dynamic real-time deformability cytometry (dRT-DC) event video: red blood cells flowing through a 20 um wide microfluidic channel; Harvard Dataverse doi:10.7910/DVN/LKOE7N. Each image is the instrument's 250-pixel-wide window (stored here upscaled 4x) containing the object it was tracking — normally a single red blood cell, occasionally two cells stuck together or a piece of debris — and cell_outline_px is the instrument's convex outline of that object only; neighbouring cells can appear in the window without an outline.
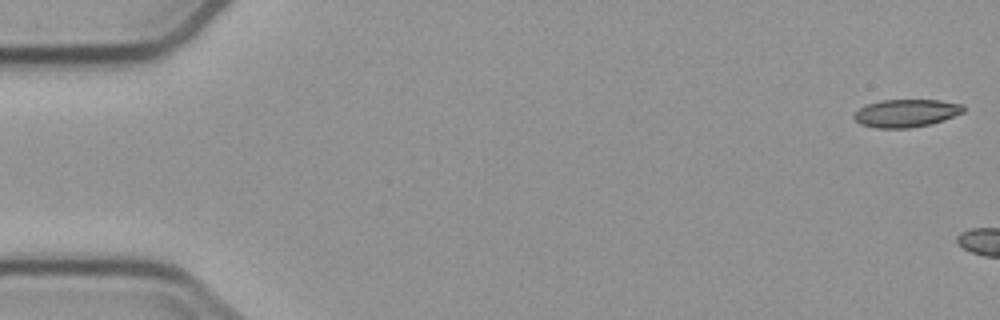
{"species": "common noctule bat (a hibernating species)", "species_latin": "Nyctalus noctula", "temperature_condition": "cold", "stored_images_in_passage": 9, "camera_frame_rate_fps": 3000, "um_per_image_px": 0.085, "animal": {"sex": "male", "body_mass_g": 23.1, "forearm_length_mm": 52.7}, "frame": {"image": 1, "passage_image": 1, "time_ms": 0.0, "image_size_px": [1000, 320], "cell_outline_px": [[964, 112], [944, 120], [928, 124], [908, 128], [876, 128], [860, 124], [852, 116], [864, 104], [880, 100], [940, 100], [964, 104]], "centroid_in_image_um": [77.01, 9.61], "position_along_channel_um": 8.0, "area_um2": 17.8}}
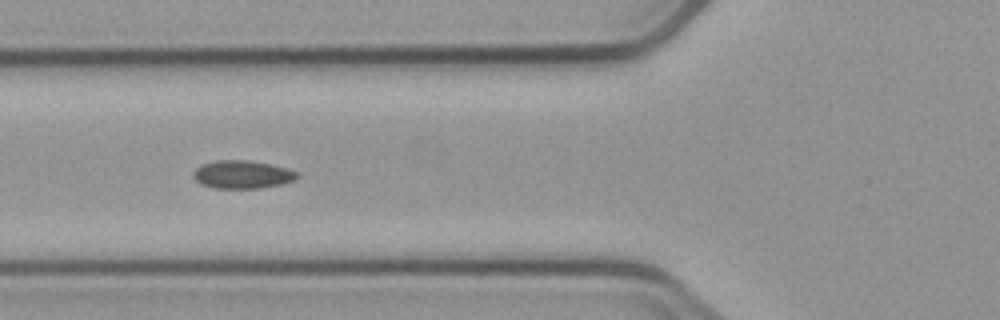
{"frame": {"image": 2, "passage_image": 7, "time_ms": 8.0, "image_size_px": [1000, 320], "cell_outline_px": [[300, 176], [296, 180], [284, 184], [260, 188], [212, 188], [200, 184], [192, 176], [192, 172], [200, 164], [216, 160], [248, 160], [272, 164], [288, 168], [296, 172]], "centroid_in_image_um": [20.6, 14.83], "position_along_channel_um": 105.2, "area_um2": 17.34}}
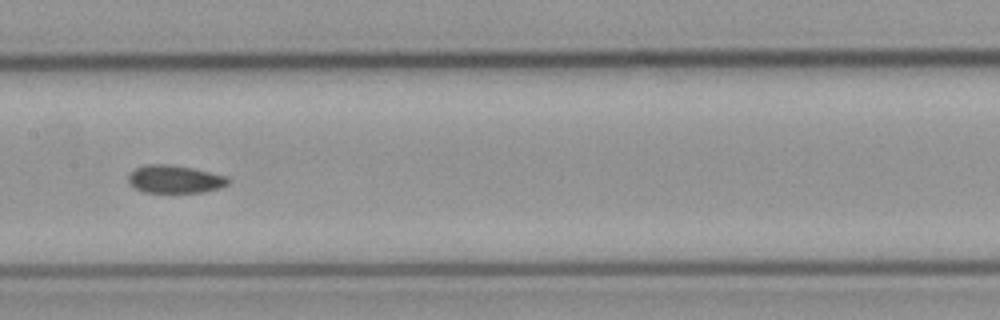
{"frame": {"image": 3, "passage_image": 9, "time_ms": 10.333, "image_size_px": [1000, 320], "cell_outline_px": [[228, 184], [220, 188], [204, 192], [144, 192], [132, 188], [128, 184], [128, 176], [136, 168], [144, 164], [172, 164], [192, 168], [228, 176]], "centroid_in_image_um": [14.83, 15.23], "position_along_channel_um": 192.6, "area_um2": 16.36}}